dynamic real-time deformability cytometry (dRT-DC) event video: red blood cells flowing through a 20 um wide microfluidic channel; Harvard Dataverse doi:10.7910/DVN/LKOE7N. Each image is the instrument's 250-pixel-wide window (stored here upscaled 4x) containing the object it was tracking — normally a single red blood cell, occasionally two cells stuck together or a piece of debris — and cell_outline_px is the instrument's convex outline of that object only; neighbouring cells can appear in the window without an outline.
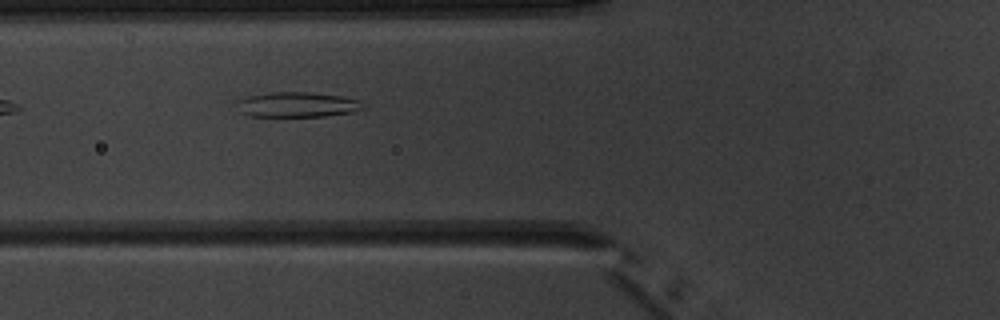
{"species": "common noctule bat (a hibernating species)", "species_latin": "Nyctalus noctula", "temperature_condition": "warm", "stored_images_in_passage": 7, "camera_frame_rate_fps": 3000, "um_per_image_px": 0.085, "animal": {"sex": "male", "body_mass_g": 20.1, "forearm_length_mm": 53.5}, "frame": {"image": 1, "passage_image": 7, "time_ms": 7.0, "image_size_px": [1000, 320], "cell_outline_px": [[368, 108], [352, 112], [324, 116], [248, 116], [240, 112], [236, 104], [236, 100], [248, 96], [272, 92], [312, 92], [340, 96], [360, 100]], "centroid_in_image_um": [25.28, 8.89], "position_along_channel_um": 100.5, "area_um2": 18.61}}